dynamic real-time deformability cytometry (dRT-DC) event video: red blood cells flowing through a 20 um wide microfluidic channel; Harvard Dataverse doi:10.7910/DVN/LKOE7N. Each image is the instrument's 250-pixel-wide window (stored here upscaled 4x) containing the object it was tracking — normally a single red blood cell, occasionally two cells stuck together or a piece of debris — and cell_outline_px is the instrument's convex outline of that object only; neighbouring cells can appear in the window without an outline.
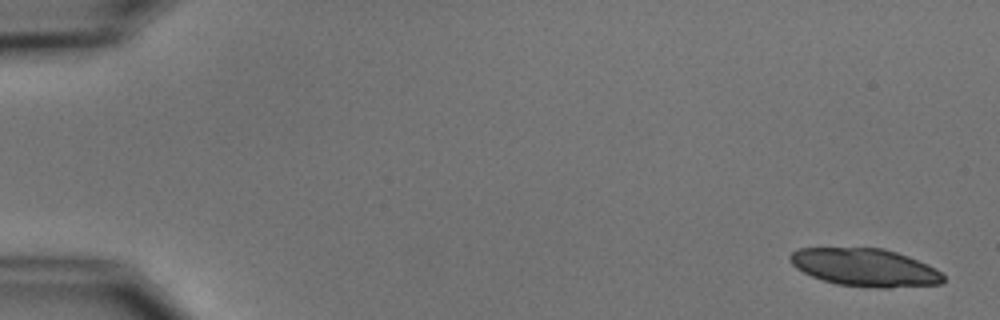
{"species": "common noctule bat (a hibernating species)", "species_latin": "Nyctalus noctula", "temperature_condition": "cold", "stored_images_in_passage": 2, "camera_frame_rate_fps": 3000, "um_per_image_px": 0.085, "animal": {"sex": "male", "body_mass_g": 15.6}, "frame": {"image": 1, "passage_image": 1, "time_ms": 0.0, "image_size_px": [1000, 320], "cell_outline_px": [[944, 280], [940, 284], [888, 288], [876, 288], [836, 284], [812, 276], [796, 268], [792, 264], [788, 256], [792, 252], [800, 248], [884, 248], [908, 256], [928, 264], [936, 268], [944, 276]], "centroid_in_image_um": [73.54, 22.73], "position_along_channel_um": 11.5, "area_um2": 33.76}}